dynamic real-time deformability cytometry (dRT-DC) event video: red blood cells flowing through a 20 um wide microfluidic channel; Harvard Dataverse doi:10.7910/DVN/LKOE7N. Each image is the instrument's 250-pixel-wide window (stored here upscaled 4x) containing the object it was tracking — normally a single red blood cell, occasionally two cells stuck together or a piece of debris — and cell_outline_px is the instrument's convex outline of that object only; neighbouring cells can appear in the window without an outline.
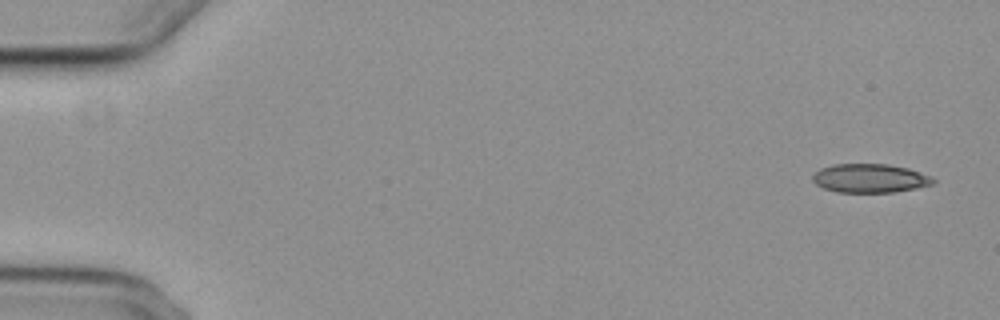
{"species": "common noctule bat (a hibernating species)", "species_latin": "Nyctalus noctula", "temperature_condition": "cold", "stored_images_in_passage": 4, "camera_frame_rate_fps": 3000, "um_per_image_px": 0.085, "animal": {"sex": "female", "body_mass_g": 29.2, "forearm_length_mm": 56.3}, "frame": {"image": 1, "passage_image": 1, "time_ms": 0.0, "image_size_px": [1000, 320], "cell_outline_px": [[936, 180], [932, 184], [916, 188], [892, 192], [836, 192], [824, 188], [816, 184], [812, 180], [812, 176], [820, 168], [832, 164], [888, 164], [908, 168], [932, 176]], "centroid_in_image_um": [73.94, 15.14], "position_along_channel_um": 11.1, "area_um2": 20.23}}